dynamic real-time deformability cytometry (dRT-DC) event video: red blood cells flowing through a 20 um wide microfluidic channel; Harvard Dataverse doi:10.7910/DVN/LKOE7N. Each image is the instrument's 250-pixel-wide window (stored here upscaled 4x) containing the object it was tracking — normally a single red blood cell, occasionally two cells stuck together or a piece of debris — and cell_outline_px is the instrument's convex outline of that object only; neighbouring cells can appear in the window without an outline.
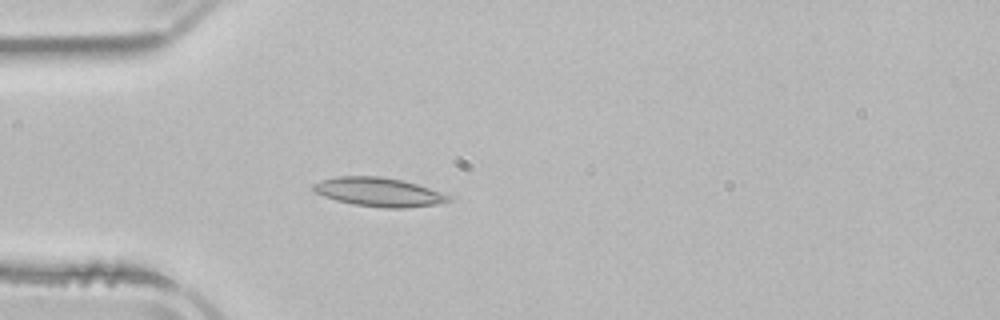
{"species": "common noctule bat (a hibernating species)", "species_latin": "Nyctalus noctula", "temperature_condition": "room temperature", "stored_images_in_passage": 3, "camera_frame_rate_fps": 3000, "um_per_image_px": 0.085, "animal": {"sex": "male", "body_mass_g": 21.5, "forearm_length_mm": 52.0}, "frame": {"image": 1, "passage_image": 3, "time_ms": 4.0, "image_size_px": [1000, 320], "cell_outline_px": [[452, 200], [436, 204], [404, 208], [384, 208], [352, 204], [336, 200], [324, 196], [316, 192], [312, 188], [312, 184], [320, 180], [336, 176], [380, 176], [404, 180], [452, 196]], "centroid_in_image_um": [32.18, 16.32], "position_along_channel_um": 52.8, "area_um2": 22.77}}